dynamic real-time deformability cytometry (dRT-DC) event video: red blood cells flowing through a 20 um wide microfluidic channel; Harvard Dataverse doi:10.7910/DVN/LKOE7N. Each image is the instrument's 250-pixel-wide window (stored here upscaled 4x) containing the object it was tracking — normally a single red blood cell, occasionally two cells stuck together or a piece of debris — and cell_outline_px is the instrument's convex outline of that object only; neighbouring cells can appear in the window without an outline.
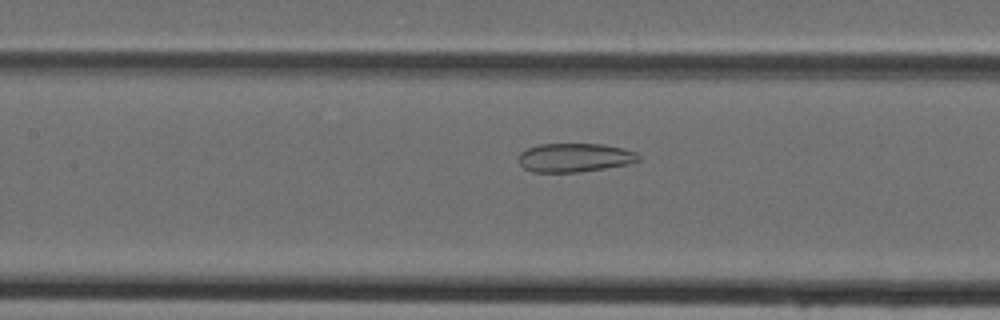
{"species": "Egyptian fruit bat (a non-hibernating species)", "species_latin": "Rousettus aegyptiacus", "temperature_condition": "cold", "stored_images_in_passage": 48, "camera_frame_rate_fps": 3000, "um_per_image_px": 0.085, "animal": {"sex": "female"}, "frame": {"image": 1, "passage_image": 22, "time_ms": 7.0, "image_size_px": [1000, 320], "cell_outline_px": [[640, 160], [632, 164], [580, 172], [532, 172], [524, 168], [520, 164], [520, 152], [528, 148], [540, 144], [604, 144], [624, 148], [636, 152], [640, 156]], "centroid_in_image_um": [48.9, 13.4], "position_along_channel_um": 158.5, "area_um2": 20.29}}
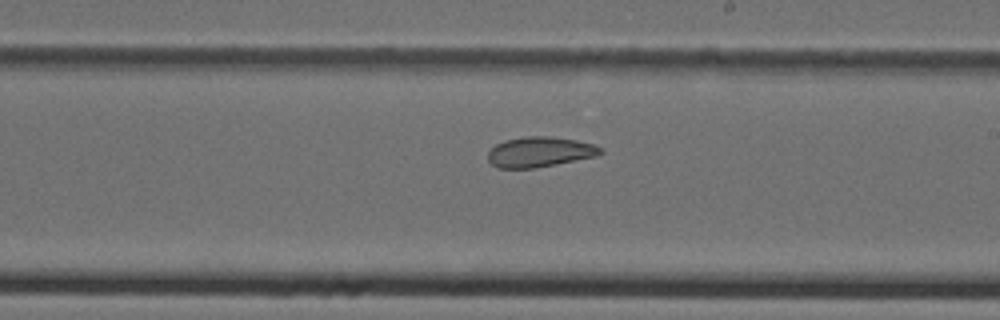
{"frame": {"image": 2, "passage_image": 28, "time_ms": 9.0, "image_size_px": [1000, 320], "cell_outline_px": [[604, 152], [596, 156], [536, 168], [496, 168], [488, 160], [488, 152], [496, 144], [504, 140], [524, 136], [552, 136], [576, 140], [592, 144], [600, 148]], "centroid_in_image_um": [45.85, 12.91], "position_along_channel_um": 243.2, "area_um2": 19.83}}
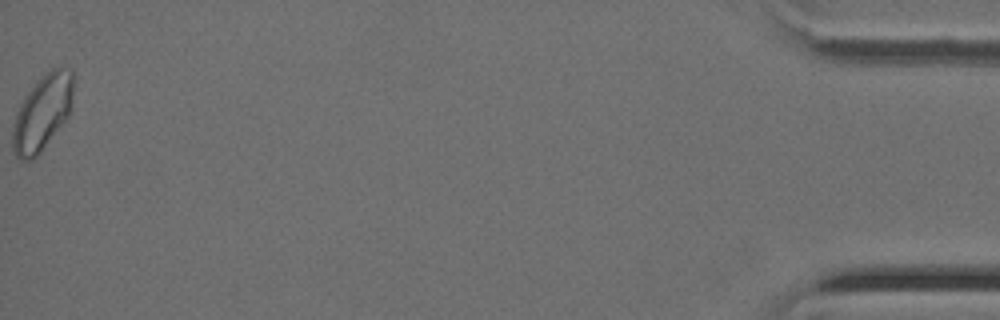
{"frame": {"image": 3, "passage_image": 48, "time_ms": 15.667, "image_size_px": [1000, 320], "cell_outline_px": [[76, 80], [72, 112], [40, 152], [32, 160], [20, 160], [16, 156], [12, 148], [12, 128], [16, 112], [24, 96], [52, 68], [72, 68]], "centroid_in_image_um": [3.65, 9.56], "position_along_channel_um": 431.5, "area_um2": 27.11}}